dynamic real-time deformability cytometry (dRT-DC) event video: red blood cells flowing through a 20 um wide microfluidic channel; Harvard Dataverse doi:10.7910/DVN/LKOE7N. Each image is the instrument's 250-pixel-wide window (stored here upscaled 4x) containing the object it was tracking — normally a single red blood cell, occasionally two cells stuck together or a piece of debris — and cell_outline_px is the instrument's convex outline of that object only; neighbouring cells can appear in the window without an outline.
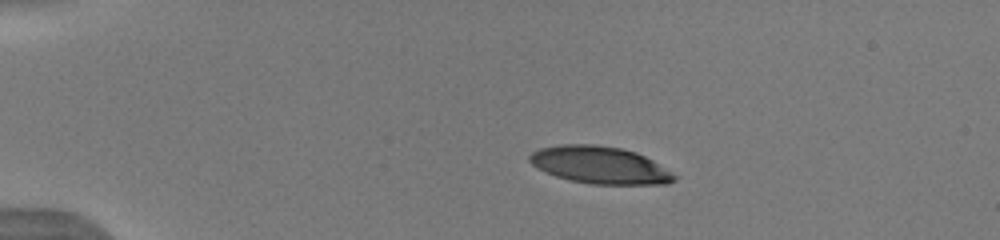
{"species": "human", "species_latin": "Homo sapiens", "temperature_condition": "warm", "stored_images_in_passage": 42, "camera_frame_rate_fps": 3000, "um_per_image_px": 0.085, "donor": {"sex": "male"}, "frame": {"image": 1, "passage_image": 1, "time_ms": 0.0, "image_size_px": [1000, 240], "cell_outline_px": [[676, 180], [668, 184], [592, 184], [568, 180], [556, 176], [536, 168], [528, 160], [528, 156], [532, 152], [540, 148], [560, 144], [596, 144], [620, 148], [636, 152], [652, 160], [676, 176]], "centroid_in_image_um": [50.94, 14.03], "position_along_channel_um": 34.1, "area_um2": 31.39}}
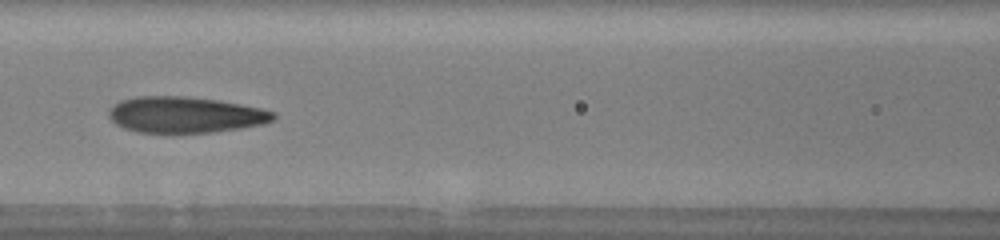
{"frame": {"image": 2, "passage_image": 15, "time_ms": 4.667, "image_size_px": [1000, 240], "cell_outline_px": [[276, 116], [272, 120], [264, 124], [240, 128], [212, 132], [172, 136], [136, 132], [124, 128], [116, 124], [108, 116], [108, 112], [120, 100], [136, 96], [184, 96], [220, 100], [260, 108], [276, 112]], "centroid_in_image_um": [15.72, 9.79], "position_along_channel_um": 150.9, "area_um2": 35.6}}
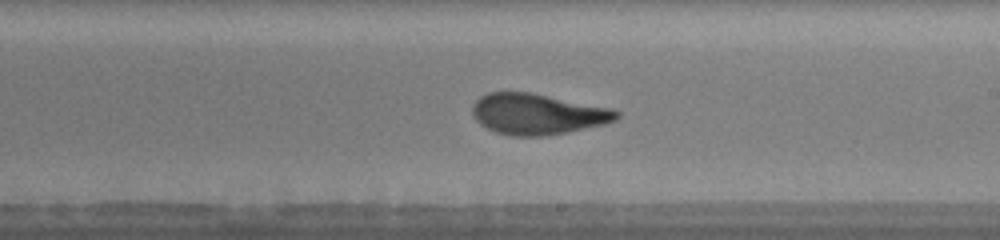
{"frame": {"image": 3, "passage_image": 22, "time_ms": 7.0, "image_size_px": [1000, 240], "cell_outline_px": [[620, 116], [616, 120], [604, 124], [568, 132], [544, 136], [512, 136], [496, 132], [480, 124], [472, 116], [472, 104], [480, 96], [488, 92], [532, 92], [612, 108], [620, 112]], "centroid_in_image_um": [45.69, 9.69], "position_along_channel_um": 243.3, "area_um2": 34.56}, "authors_computed_cell_mechanics": {"area_um2": 33.9575, "velocity_mm_per_s": 3.9654, "shape_relaxation_time_tau1_ms": 4.843, "shape_relaxation_time_tau2_ms": 0.9244, "deformation_change_tau1": 0.2372, "deformation_change_tau2": 0.0807}}